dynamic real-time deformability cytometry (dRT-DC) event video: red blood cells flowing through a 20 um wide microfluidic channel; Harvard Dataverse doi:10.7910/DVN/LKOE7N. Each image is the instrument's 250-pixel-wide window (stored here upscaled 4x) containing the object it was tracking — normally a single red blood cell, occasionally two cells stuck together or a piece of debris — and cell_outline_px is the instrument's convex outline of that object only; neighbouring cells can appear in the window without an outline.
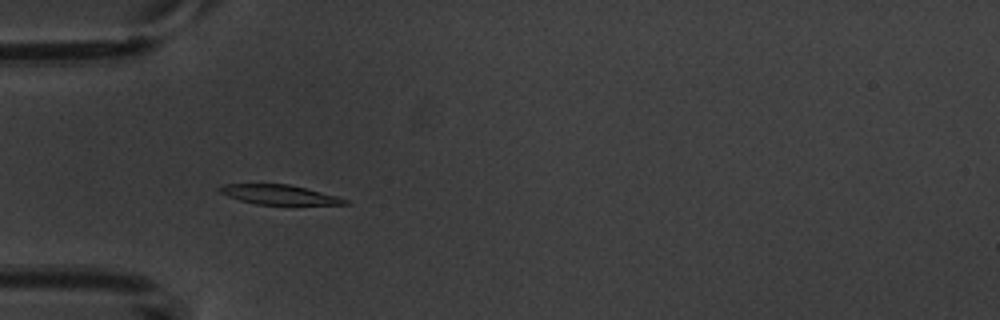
{"species": "common noctule bat (a hibernating species)", "species_latin": "Nyctalus noctula", "temperature_condition": "warm", "stored_images_in_passage": 9, "camera_frame_rate_fps": 3000, "um_per_image_px": 0.085, "animal": {"sex": "male", "body_mass_g": 20.1, "forearm_length_mm": 53.5}, "frame": {"image": 1, "passage_image": 4, "time_ms": 3.333, "image_size_px": [1000, 320], "cell_outline_px": [[352, 204], [256, 204], [240, 200], [228, 196], [220, 192], [216, 188], [224, 184], [288, 184], [336, 196], [348, 200]], "centroid_in_image_um": [23.68, 16.54], "position_along_channel_um": 61.3, "area_um2": 13.99}}
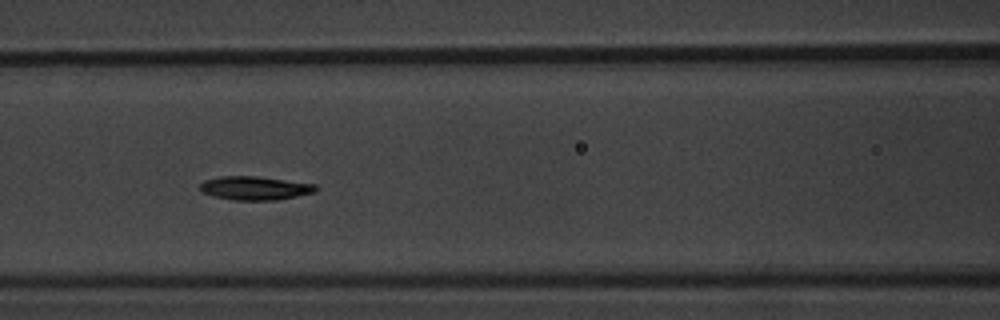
{"frame": {"image": 2, "passage_image": 6, "time_ms": 5.667, "image_size_px": [1000, 320], "cell_outline_px": [[316, 192], [276, 200], [232, 200], [212, 196], [200, 192], [200, 184], [204, 180], [220, 176], [256, 176], [316, 184]], "centroid_in_image_um": [21.62, 15.99], "position_along_channel_um": 145.0, "area_um2": 16.01}}
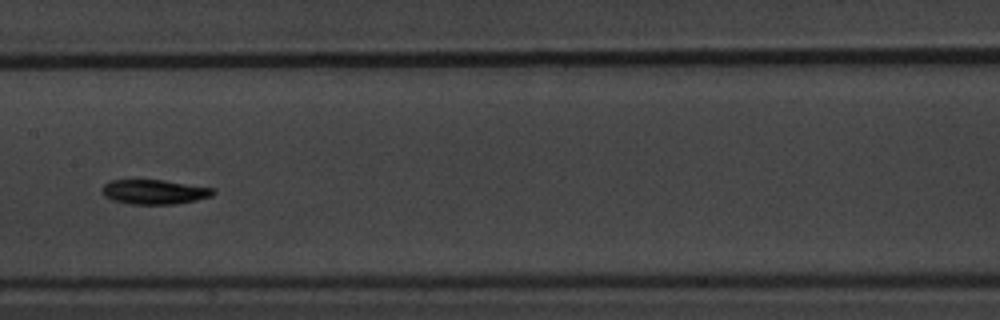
{"frame": {"image": 3, "passage_image": 7, "time_ms": 7.0, "image_size_px": [1000, 320], "cell_outline_px": [[216, 192], [212, 196], [196, 200], [176, 204], [128, 204], [112, 200], [104, 196], [100, 192], [100, 188], [108, 180], [164, 180], [212, 188]], "centroid_in_image_um": [13.06, 16.31], "position_along_channel_um": 194.3, "area_um2": 16.07}}